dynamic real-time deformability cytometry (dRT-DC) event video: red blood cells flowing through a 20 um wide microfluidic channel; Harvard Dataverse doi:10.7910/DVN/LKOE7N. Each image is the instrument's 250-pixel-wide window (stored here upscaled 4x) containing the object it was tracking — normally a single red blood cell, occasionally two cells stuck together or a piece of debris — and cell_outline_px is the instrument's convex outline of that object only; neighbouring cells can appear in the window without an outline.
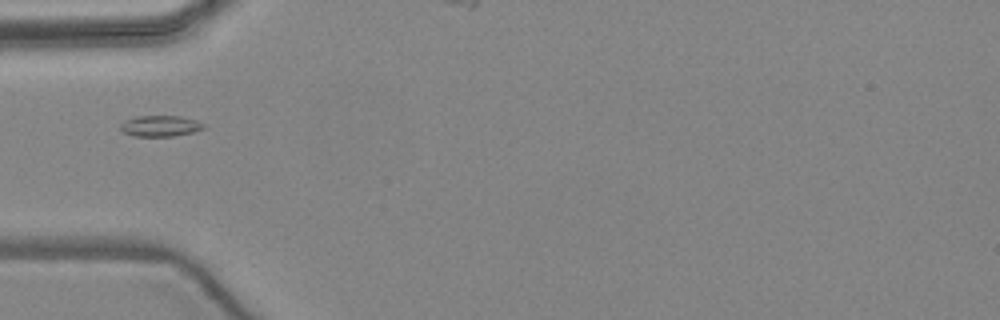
{"species": "common noctule bat (a hibernating species)", "species_latin": "Nyctalus noctula", "temperature_condition": "warm", "stored_images_in_passage": 3, "segment_of_instrument_passage": [1, 2], "camera_frame_rate_fps": 3000, "um_per_image_px": 0.085, "animal": {"sex": "female", "body_mass_g": 24.6, "forearm_length_mm": 56.2}, "frame": {"image": 1, "passage_image": 2, "time_ms": 1.0, "image_size_px": [1000, 320], "cell_outline_px": [[204, 128], [192, 132], [172, 136], [132, 136], [120, 132], [120, 124], [124, 120], [136, 116], [180, 116], [196, 120], [204, 124]], "centroid_in_image_um": [13.55, 10.71], "position_along_channel_um": 71.4, "area_um2": 10.23}}